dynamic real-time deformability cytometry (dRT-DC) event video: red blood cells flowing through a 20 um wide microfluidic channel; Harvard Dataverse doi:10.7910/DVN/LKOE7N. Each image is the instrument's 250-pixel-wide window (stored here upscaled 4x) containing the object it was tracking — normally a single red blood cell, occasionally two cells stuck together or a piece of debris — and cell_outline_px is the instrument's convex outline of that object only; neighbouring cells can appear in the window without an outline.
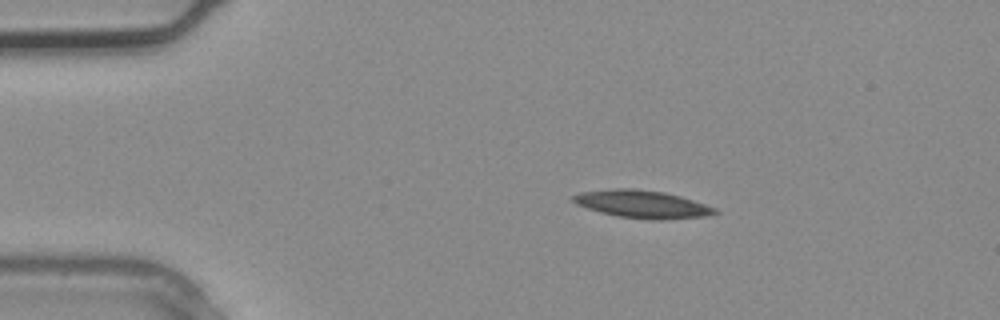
{"species": "common noctule bat (a hibernating species)", "species_latin": "Nyctalus noctula", "temperature_condition": "warm", "stored_images_in_passage": 2, "camera_frame_rate_fps": 3000, "um_per_image_px": 0.085, "animal": {"sex": "male", "body_mass_g": 20.4}, "frame": {"image": 1, "passage_image": 1, "time_ms": 0.0, "image_size_px": [1000, 320], "cell_outline_px": [[720, 212], [708, 216], [664, 220], [652, 220], [616, 216], [600, 212], [576, 204], [572, 200], [572, 196], [580, 192], [612, 188], [636, 188], [664, 192], [680, 196], [716, 208]], "centroid_in_image_um": [54.6, 17.35], "position_along_channel_um": 30.4, "area_um2": 23.06}}
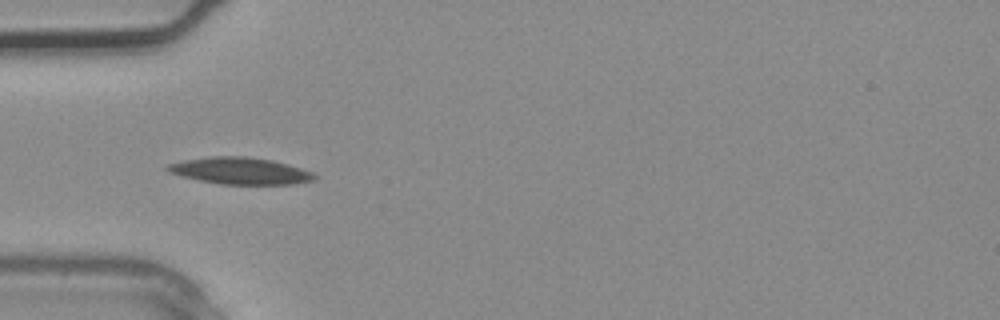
{"frame": {"image": 2, "passage_image": 2, "time_ms": 0.333, "image_size_px": [1000, 320], "cell_outline_px": [[316, 180], [292, 184], [220, 184], [200, 180], [168, 172], [164, 168], [168, 164], [184, 160], [212, 156], [248, 156], [272, 160], [288, 164], [312, 172], [316, 176]], "centroid_in_image_um": [20.43, 14.51], "position_along_channel_um": 64.6, "area_um2": 22.83}}